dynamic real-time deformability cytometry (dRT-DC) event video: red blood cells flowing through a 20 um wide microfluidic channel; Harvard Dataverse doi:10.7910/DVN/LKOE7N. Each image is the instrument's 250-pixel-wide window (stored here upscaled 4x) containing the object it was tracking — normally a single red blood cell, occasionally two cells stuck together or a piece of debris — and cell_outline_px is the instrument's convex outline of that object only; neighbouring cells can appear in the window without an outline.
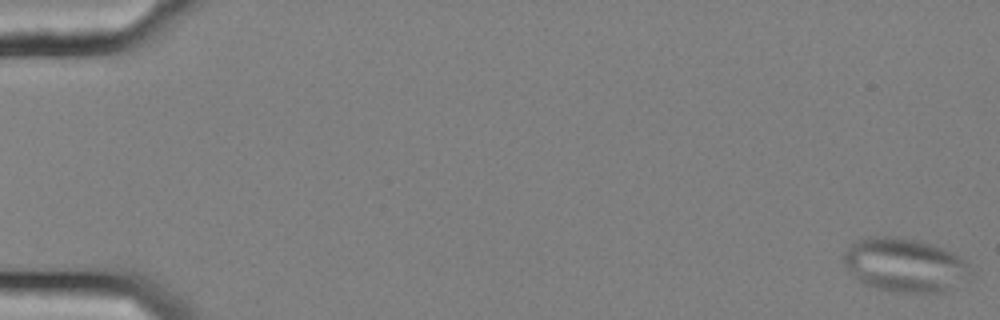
{"species": "common noctule bat (a hibernating species)", "species_latin": "Nyctalus noctula", "temperature_condition": "cold", "stored_images_in_passage": 57, "camera_frame_rate_fps": 3000, "um_per_image_px": 0.085, "animal": {"sex": "female", "body_mass_g": 25.1}, "frame": {"image": 1, "passage_image": 1, "time_ms": 0.0, "image_size_px": [1000, 320], "cell_outline_px": [[972, 280], [940, 292], [896, 292], [876, 288], [864, 284], [844, 264], [844, 252], [856, 240], [872, 236], [884, 236], [920, 240], [944, 248], [952, 252], [964, 260], [968, 264], [972, 272]], "centroid_in_image_um": [76.97, 22.53], "position_along_channel_um": 8.0, "area_um2": 39.77}}
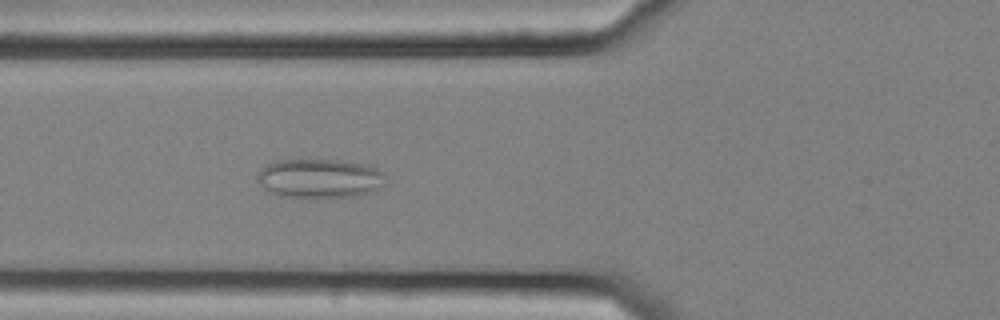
{"frame": {"image": 2, "passage_image": 22, "time_ms": 7.0, "image_size_px": [1000, 320], "cell_outline_px": [[384, 184], [380, 188], [356, 196], [316, 200], [280, 196], [264, 188], [256, 180], [256, 176], [268, 164], [276, 160], [340, 160], [368, 164], [384, 172]], "centroid_in_image_um": [27.19, 15.2], "position_along_channel_um": 98.6, "area_um2": 29.94}}
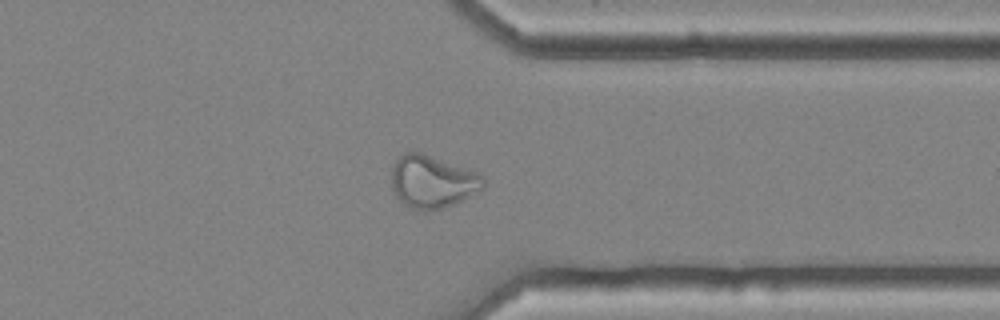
{"frame": {"image": 3, "passage_image": 45, "time_ms": 14.667, "image_size_px": [1000, 320], "cell_outline_px": [[484, 188], [452, 204], [428, 212], [424, 212], [408, 208], [396, 196], [392, 188], [392, 168], [396, 160], [404, 152], [420, 152], [476, 172], [484, 176]], "centroid_in_image_um": [36.72, 15.46], "position_along_channel_um": 374.7, "area_um2": 27.92}}